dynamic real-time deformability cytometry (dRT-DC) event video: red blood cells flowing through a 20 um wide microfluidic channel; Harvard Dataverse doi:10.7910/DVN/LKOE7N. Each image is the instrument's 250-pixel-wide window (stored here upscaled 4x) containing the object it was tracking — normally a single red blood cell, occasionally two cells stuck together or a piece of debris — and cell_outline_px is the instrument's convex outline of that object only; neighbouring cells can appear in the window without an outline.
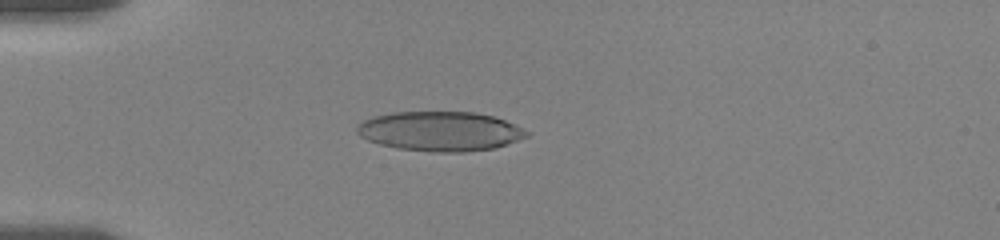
{"species": "human", "species_latin": "Homo sapiens", "temperature_condition": "room temperature", "stored_images_in_passage": 36, "camera_frame_rate_fps": 3000, "um_per_image_px": 0.085, "donor": {"sex": "female"}, "frame": {"image": 1, "passage_image": 14, "time_ms": 4.667, "image_size_px": [1000, 240], "cell_outline_px": [[532, 132], [528, 136], [496, 148], [464, 152], [432, 152], [396, 148], [380, 144], [368, 140], [360, 136], [356, 132], [356, 128], [364, 120], [372, 116], [392, 112], [476, 112], [492, 116], [504, 120]], "centroid_in_image_um": [37.42, 11.16], "position_along_channel_um": 47.6, "area_um2": 39.25}}
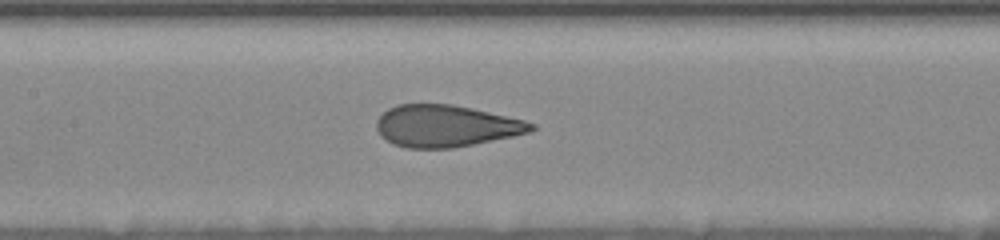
{"frame": {"image": 2, "passage_image": 25, "time_ms": 8.667, "image_size_px": [1000, 240], "cell_outline_px": [[536, 128], [532, 132], [452, 148], [408, 148], [392, 144], [380, 136], [376, 128], [376, 120], [388, 108], [396, 104], [452, 104], [472, 108], [524, 120], [536, 124]], "centroid_in_image_um": [37.88, 10.7], "position_along_channel_um": 169.5, "area_um2": 37.74}}
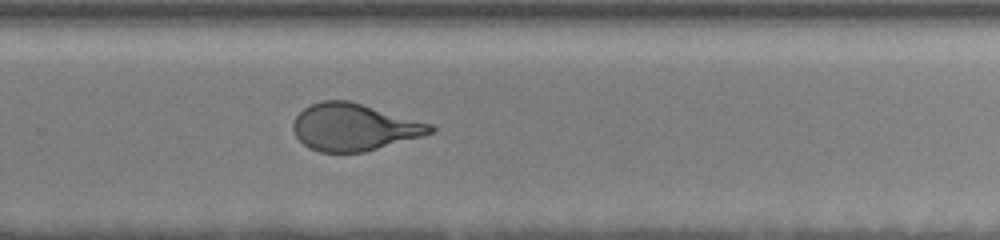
{"frame": {"image": 3, "passage_image": 36, "time_ms": 12.333, "image_size_px": [1000, 240], "cell_outline_px": [[436, 128], [432, 132], [420, 136], [364, 152], [320, 152], [308, 148], [296, 136], [292, 128], [292, 124], [296, 116], [304, 108], [312, 104], [324, 100], [348, 100], [432, 124]], "centroid_in_image_um": [30.05, 10.81], "position_along_channel_um": 299.7, "area_um2": 37.22}}